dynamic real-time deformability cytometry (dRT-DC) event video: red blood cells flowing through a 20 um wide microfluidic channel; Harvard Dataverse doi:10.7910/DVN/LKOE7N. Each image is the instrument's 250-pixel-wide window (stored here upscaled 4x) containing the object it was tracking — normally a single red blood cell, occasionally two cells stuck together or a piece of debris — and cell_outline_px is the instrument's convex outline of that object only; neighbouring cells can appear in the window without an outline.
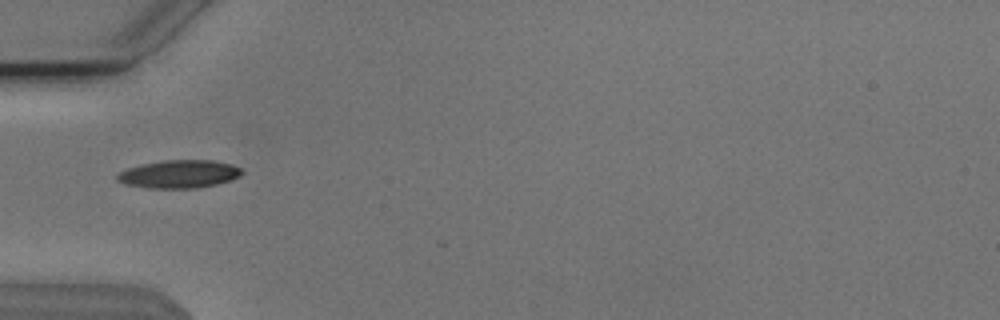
{"species": "Egyptian fruit bat (a non-hibernating species)", "species_latin": "Rousettus aegyptiacus", "temperature_condition": "cold", "stored_images_in_passage": 4, "camera_frame_rate_fps": 3000, "um_per_image_px": 0.085, "animal": {"sex": "male"}, "frame": {"image": 1, "passage_image": 1, "time_ms": 0.0, "image_size_px": [1000, 320], "cell_outline_px": [[244, 172], [240, 176], [232, 180], [216, 184], [196, 188], [148, 188], [124, 184], [116, 180], [116, 176], [120, 172], [128, 168], [144, 164], [164, 160], [212, 160], [228, 164], [240, 168]], "centroid_in_image_um": [15.22, 14.8], "position_along_channel_um": 69.8, "area_um2": 20.23}}